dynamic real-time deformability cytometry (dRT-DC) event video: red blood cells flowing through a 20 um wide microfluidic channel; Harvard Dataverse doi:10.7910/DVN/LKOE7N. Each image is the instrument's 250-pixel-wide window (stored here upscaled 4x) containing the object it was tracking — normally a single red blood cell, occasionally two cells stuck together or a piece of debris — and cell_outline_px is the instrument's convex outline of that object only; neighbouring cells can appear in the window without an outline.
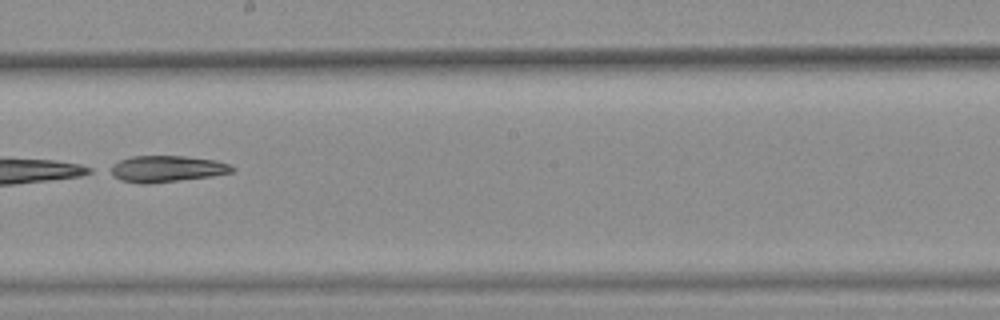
{"species": "common noctule bat (a hibernating species)", "species_latin": "Nyctalus noctula", "temperature_condition": "warm", "stored_images_in_passage": 8, "camera_frame_rate_fps": 3000, "um_per_image_px": 0.085, "animal": {"sex": "female", "body_mass_g": 25.1}, "frame": {"image": 1, "passage_image": 8, "time_ms": 2.333, "image_size_px": [1000, 320], "cell_outline_px": [[236, 168], [232, 172], [212, 176], [148, 184], [140, 184], [120, 180], [104, 172], [104, 168], [120, 160], [132, 156], [184, 156], [216, 160], [228, 164]], "centroid_in_image_um": [14.05, 14.35], "position_along_channel_um": 234.1, "area_um2": 19.13}}